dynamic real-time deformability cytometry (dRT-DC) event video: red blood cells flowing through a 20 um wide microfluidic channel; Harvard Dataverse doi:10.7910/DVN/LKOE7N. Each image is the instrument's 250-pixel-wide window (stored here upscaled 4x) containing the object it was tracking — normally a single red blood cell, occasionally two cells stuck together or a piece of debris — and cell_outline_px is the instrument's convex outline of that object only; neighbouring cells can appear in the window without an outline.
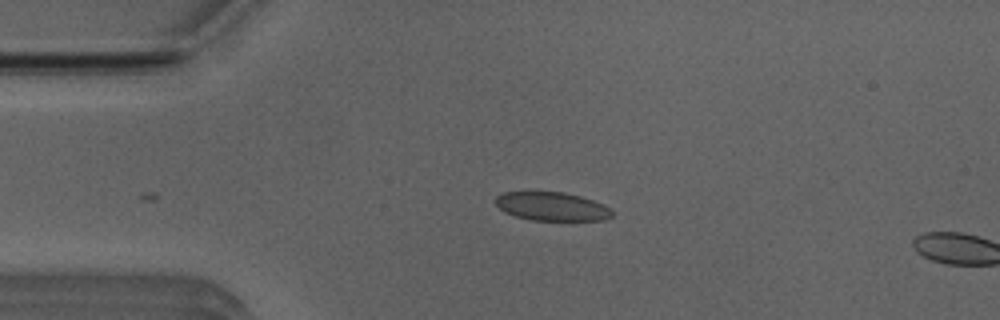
{"species": "Egyptian fruit bat (a non-hibernating species)", "species_latin": "Rousettus aegyptiacus", "temperature_condition": "room temperature", "stored_images_in_passage": 3, "camera_frame_rate_fps": 3000, "um_per_image_px": 0.085, "animal": {"sex": "male"}, "frame": {"image": 1, "passage_image": 1, "time_ms": 0.0, "image_size_px": [1000, 320], "cell_outline_px": [[612, 216], [604, 220], [532, 220], [516, 216], [504, 212], [496, 204], [496, 196], [504, 192], [564, 192], [580, 196], [604, 204], [612, 212]], "centroid_in_image_um": [46.9, 17.54], "position_along_channel_um": 38.1, "area_um2": 19.25}}